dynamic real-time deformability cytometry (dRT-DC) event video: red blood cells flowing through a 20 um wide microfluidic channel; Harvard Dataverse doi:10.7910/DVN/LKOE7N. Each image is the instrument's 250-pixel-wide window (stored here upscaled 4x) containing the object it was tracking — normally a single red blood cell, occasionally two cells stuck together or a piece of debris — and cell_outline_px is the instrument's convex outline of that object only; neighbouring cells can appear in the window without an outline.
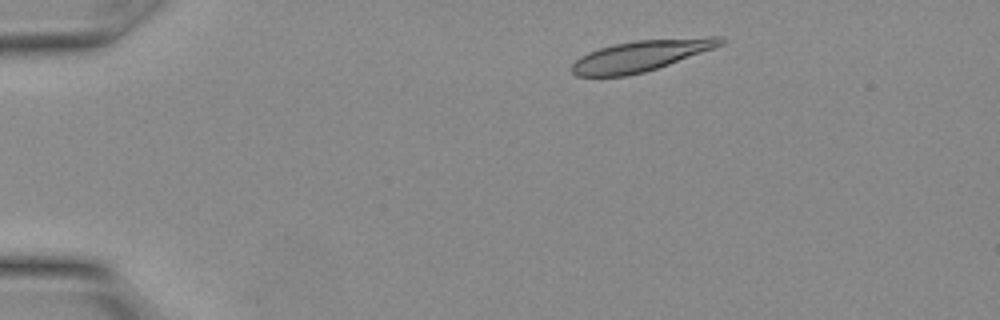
{"species": "Egyptian fruit bat (a non-hibernating species)", "species_latin": "Rousettus aegyptiacus", "temperature_condition": "warm", "stored_images_in_passage": 7, "camera_frame_rate_fps": 3000, "um_per_image_px": 0.085, "animal": {"sex": "female"}, "frame": {"image": 1, "passage_image": 1, "time_ms": 0.0, "image_size_px": [1000, 320], "cell_outline_px": [[728, 40], [724, 44], [668, 64], [644, 72], [628, 76], [576, 76], [572, 72], [572, 64], [580, 56], [588, 52], [600, 48], [616, 44], [636, 40], [708, 36], [720, 36]], "centroid_in_image_um": [54.5, 4.72], "position_along_channel_um": 30.5, "area_um2": 26.7}}
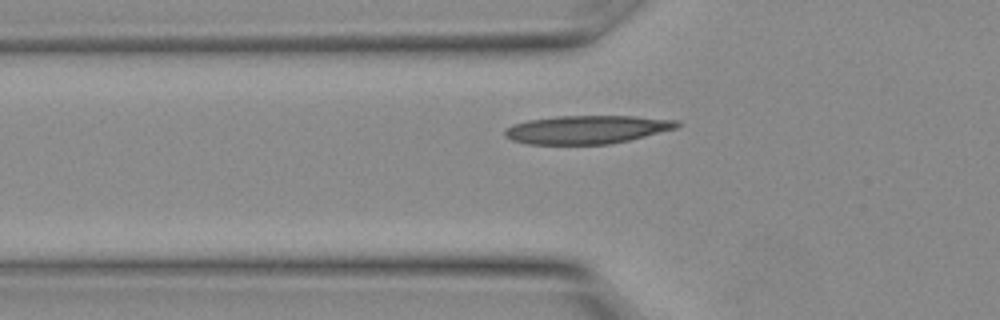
{"frame": {"image": 2, "passage_image": 6, "time_ms": 1.667, "image_size_px": [1000, 320], "cell_outline_px": [[684, 124], [676, 128], [628, 140], [608, 144], [528, 144], [512, 140], [504, 136], [504, 128], [512, 124], [528, 120], [556, 116], [632, 116], [680, 120]], "centroid_in_image_um": [49.87, 11.0], "position_along_channel_um": 75.9, "area_um2": 28.5}}